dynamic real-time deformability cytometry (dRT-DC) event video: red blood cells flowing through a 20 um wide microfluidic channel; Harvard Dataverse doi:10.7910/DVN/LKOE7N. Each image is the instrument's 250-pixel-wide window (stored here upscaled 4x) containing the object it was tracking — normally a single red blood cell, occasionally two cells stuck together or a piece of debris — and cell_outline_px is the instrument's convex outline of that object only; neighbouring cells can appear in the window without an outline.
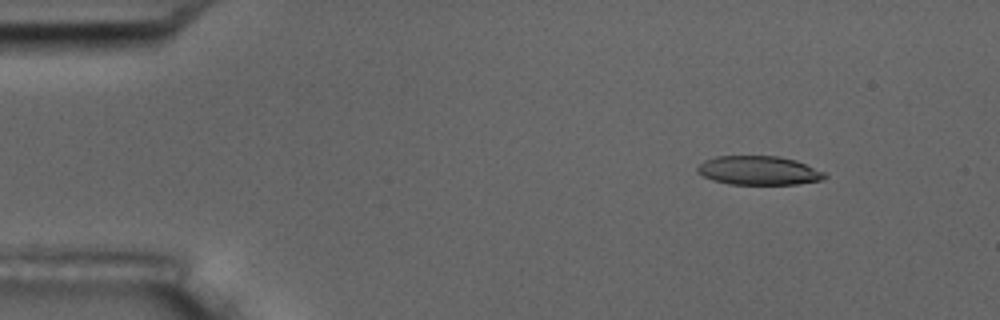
{"species": "common noctule bat (a hibernating species)", "species_latin": "Nyctalus noctula", "temperature_condition": "room temperature", "stored_images_in_passage": 7, "camera_frame_rate_fps": 3000, "um_per_image_px": 0.085, "animal": {"sex": "male", "body_mass_g": 17.5, "forearm_length_mm": 52.3}, "frame": {"image": 1, "passage_image": 2, "time_ms": 1.333, "image_size_px": [1000, 320], "cell_outline_px": [[828, 176], [824, 180], [796, 184], [728, 184], [712, 180], [696, 172], [696, 168], [704, 160], [716, 156], [776, 156], [796, 160], [824, 172]], "centroid_in_image_um": [64.48, 14.49], "position_along_channel_um": 20.5, "area_um2": 21.5}}
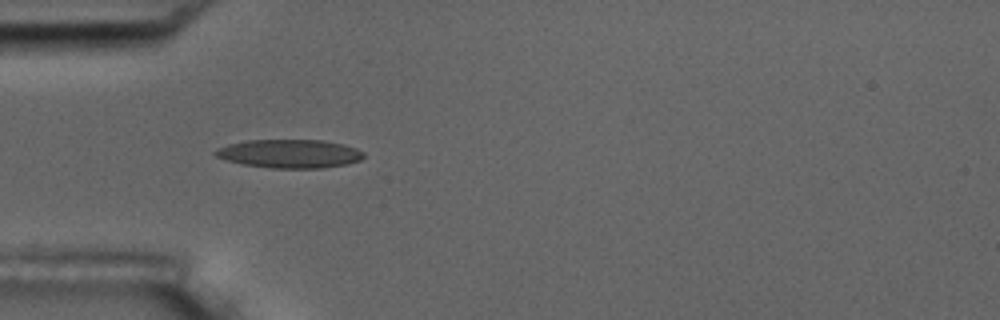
{"frame": {"image": 2, "passage_image": 5, "time_ms": 4.667, "image_size_px": [1000, 320], "cell_outline_px": [[364, 156], [360, 160], [348, 164], [320, 168], [272, 168], [244, 164], [228, 160], [216, 156], [212, 152], [216, 148], [228, 144], [248, 140], [320, 140], [344, 144], [356, 148], [364, 152]], "centroid_in_image_um": [24.63, 13.06], "position_along_channel_um": 60.4, "area_um2": 24.62}}